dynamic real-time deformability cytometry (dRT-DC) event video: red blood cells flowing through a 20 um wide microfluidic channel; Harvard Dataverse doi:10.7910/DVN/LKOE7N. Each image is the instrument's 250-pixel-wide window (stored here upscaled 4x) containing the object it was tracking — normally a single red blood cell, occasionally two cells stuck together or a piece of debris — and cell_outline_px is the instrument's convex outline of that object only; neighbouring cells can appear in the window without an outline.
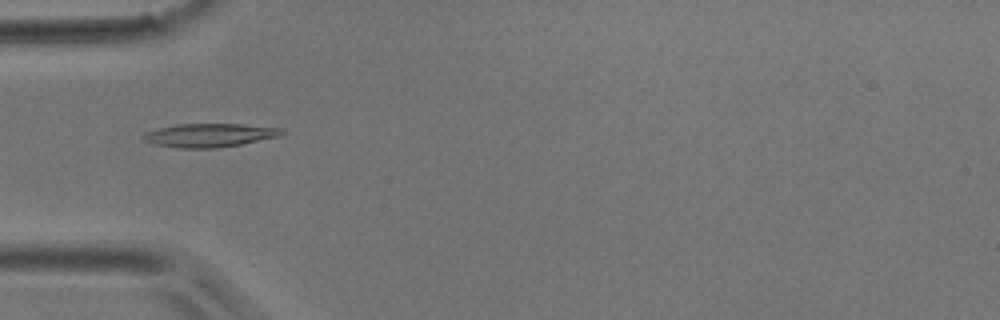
{"species": "common noctule bat (a hibernating species)", "species_latin": "Nyctalus noctula", "temperature_condition": "room temperature", "stored_images_in_passage": 4, "camera_frame_rate_fps": 3000, "um_per_image_px": 0.085, "animal": {"sex": "male", "body_mass_g": 17.9}, "frame": {"image": 1, "passage_image": 3, "time_ms": 0.667, "image_size_px": [1000, 320], "cell_outline_px": [[284, 132], [280, 136], [240, 144], [216, 148], [176, 148], [156, 144], [144, 140], [140, 136], [148, 132], [160, 128], [176, 124], [240, 124], [284, 128]], "centroid_in_image_um": [17.83, 11.49], "position_along_channel_um": 67.2, "area_um2": 18.84}}
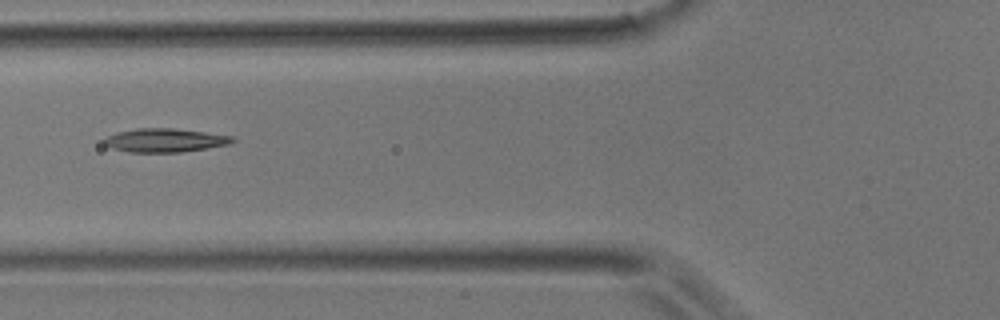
{"frame": {"image": 2, "passage_image": 4, "time_ms": 1.0, "image_size_px": [1000, 320], "cell_outline_px": [[236, 140], [228, 144], [180, 152], [128, 152], [112, 148], [104, 144], [104, 140], [108, 136], [120, 132], [136, 128], [172, 128], [204, 132], [232, 136]], "centroid_in_image_um": [14.0, 11.92], "position_along_channel_um": 111.8, "area_um2": 17.34}}